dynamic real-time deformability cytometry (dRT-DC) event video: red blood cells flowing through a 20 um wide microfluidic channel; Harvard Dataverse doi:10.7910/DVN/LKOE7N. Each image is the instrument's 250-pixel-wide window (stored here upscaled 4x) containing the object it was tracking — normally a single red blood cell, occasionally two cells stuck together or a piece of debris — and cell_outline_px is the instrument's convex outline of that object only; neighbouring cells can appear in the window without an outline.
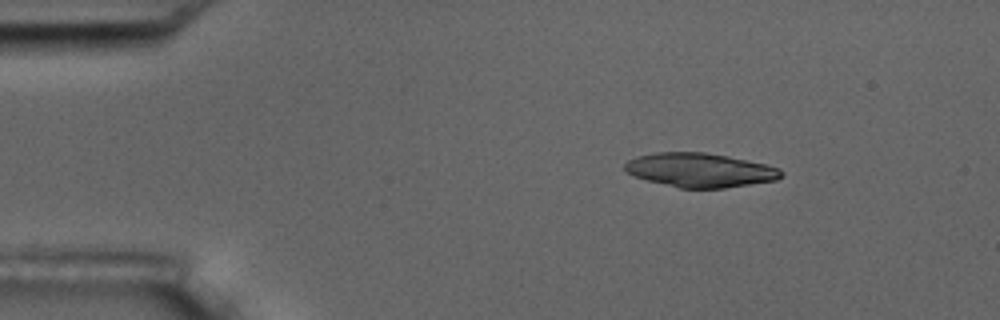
{"species": "common noctule bat (a hibernating species)", "species_latin": "Nyctalus noctula", "temperature_condition": "room temperature", "stored_images_in_passage": 3, "camera_frame_rate_fps": 3000, "um_per_image_px": 0.085, "animal": {"sex": "male", "body_mass_g": 17.5, "forearm_length_mm": 52.3}, "frame": {"image": 1, "passage_image": 1, "time_ms": 0.0, "image_size_px": [1000, 320], "cell_outline_px": [[784, 172], [776, 180], [724, 188], [680, 188], [648, 180], [636, 176], [628, 172], [624, 168], [624, 164], [628, 160], [636, 156], [656, 152], [704, 152], [728, 156], [764, 164], [780, 168]], "centroid_in_image_um": [59.49, 14.45], "position_along_channel_um": 25.5, "area_um2": 30.81}}